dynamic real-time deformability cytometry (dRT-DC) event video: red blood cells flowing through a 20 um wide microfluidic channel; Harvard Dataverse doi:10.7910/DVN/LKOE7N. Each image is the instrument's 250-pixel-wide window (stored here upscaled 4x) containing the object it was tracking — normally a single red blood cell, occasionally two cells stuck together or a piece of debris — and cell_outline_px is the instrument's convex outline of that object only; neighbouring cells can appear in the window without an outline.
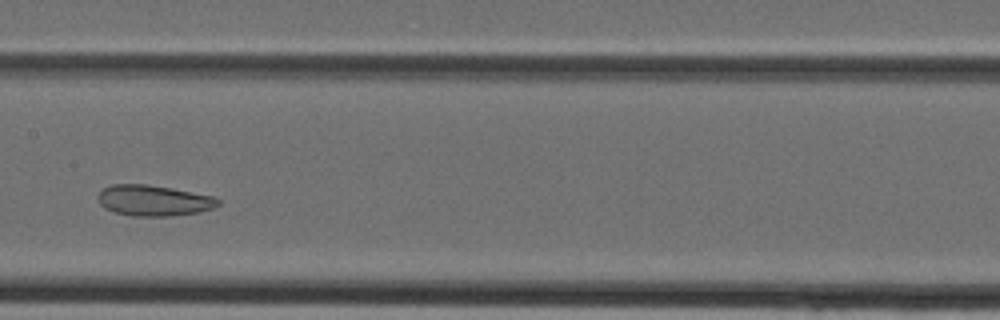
{"species": "Egyptian fruit bat (a non-hibernating species)", "species_latin": "Rousettus aegyptiacus", "temperature_condition": "cold", "stored_images_in_passage": 33, "camera_frame_rate_fps": 3000, "um_per_image_px": 0.085, "animal": {"sex": "female"}, "frame": {"image": 1, "passage_image": 14, "time_ms": 4.333, "image_size_px": [1000, 320], "cell_outline_px": [[220, 204], [212, 208], [196, 212], [168, 216], [132, 216], [112, 212], [104, 208], [100, 204], [96, 196], [104, 188], [112, 184], [148, 184], [172, 188], [212, 196], [220, 200]], "centroid_in_image_um": [13.01, 17.04], "position_along_channel_um": 194.4, "area_um2": 21.56}}
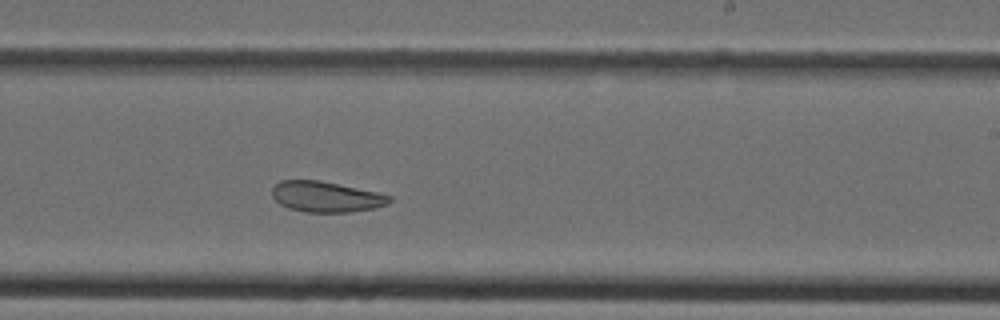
{"frame": {"image": 2, "passage_image": 18, "time_ms": 5.667, "image_size_px": [1000, 320], "cell_outline_px": [[392, 200], [388, 204], [376, 208], [352, 212], [304, 212], [288, 208], [280, 204], [272, 196], [272, 188], [280, 180], [320, 180], [376, 192], [392, 196]], "centroid_in_image_um": [27.72, 16.73], "position_along_channel_um": 261.3, "area_um2": 21.04}}
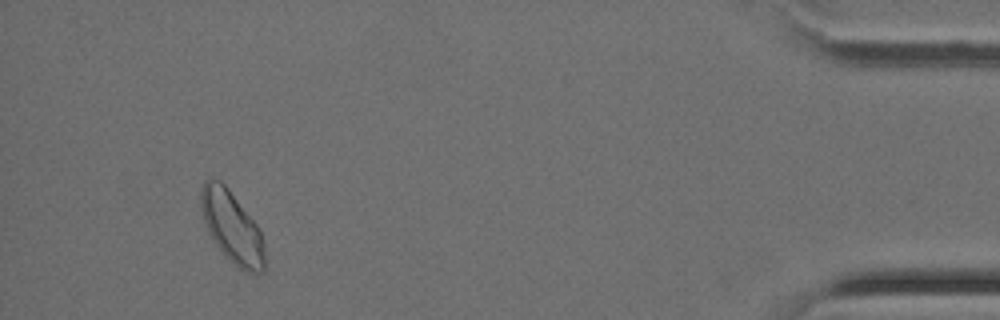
{"frame": {"image": 3, "passage_image": 31, "time_ms": 10.0, "image_size_px": [1000, 320], "cell_outline_px": [[264, 272], [244, 272], [224, 256], [208, 232], [200, 208], [200, 188], [204, 180], [208, 176], [212, 176], [220, 180], [228, 188], [260, 228], [264, 244]], "centroid_in_image_um": [19.69, 19.26], "position_along_channel_um": 415.5, "area_um2": 26.99}}